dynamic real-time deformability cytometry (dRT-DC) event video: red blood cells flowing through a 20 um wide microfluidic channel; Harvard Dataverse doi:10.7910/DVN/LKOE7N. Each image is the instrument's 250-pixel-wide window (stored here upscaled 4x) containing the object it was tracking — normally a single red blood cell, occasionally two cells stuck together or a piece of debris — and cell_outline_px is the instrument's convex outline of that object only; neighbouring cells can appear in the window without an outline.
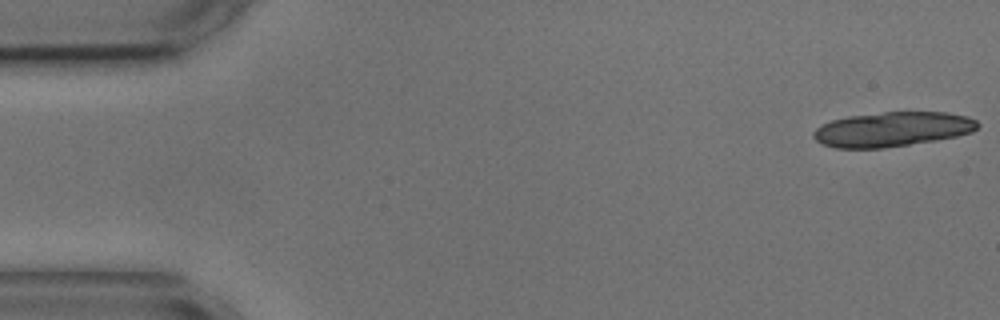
{"species": "common noctule bat (a hibernating species)", "species_latin": "Nyctalus noctula", "temperature_condition": "cold", "stored_images_in_passage": 5, "segment_of_instrument_passage": [1, 2], "camera_frame_rate_fps": 3000, "um_per_image_px": 0.085, "animal": {"sex": "male", "body_mass_g": 17.9, "forearm_length_mm": 54.2}, "frame": {"image": 1, "passage_image": 1, "time_ms": 0.0, "image_size_px": [1000, 320], "cell_outline_px": [[980, 124], [972, 132], [956, 136], [936, 140], [884, 148], [836, 148], [824, 144], [816, 140], [812, 136], [812, 132], [816, 128], [832, 120], [848, 116], [884, 112], [948, 112], [968, 116], [976, 120]], "centroid_in_image_um": [75.86, 10.98], "position_along_channel_um": 9.1, "area_um2": 33.12}}